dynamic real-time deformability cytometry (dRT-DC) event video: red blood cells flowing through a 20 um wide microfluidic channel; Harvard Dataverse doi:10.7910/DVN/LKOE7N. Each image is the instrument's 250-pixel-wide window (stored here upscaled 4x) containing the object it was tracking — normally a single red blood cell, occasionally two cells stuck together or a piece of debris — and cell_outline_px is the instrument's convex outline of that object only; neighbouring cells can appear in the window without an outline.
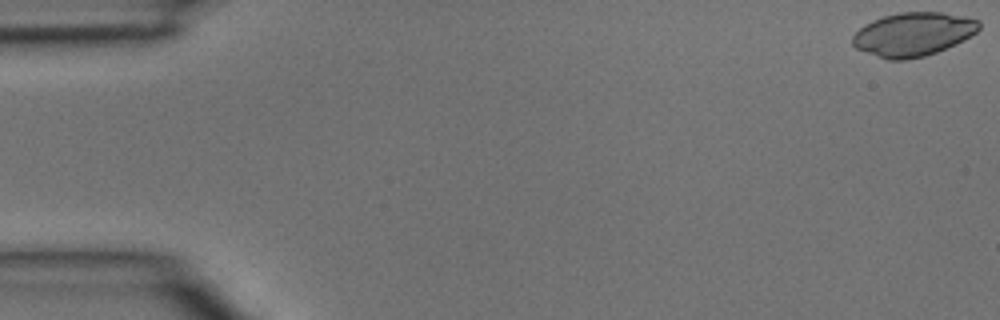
{"species": "common noctule bat (a hibernating species)", "species_latin": "Nyctalus noctula", "temperature_condition": "room temperature", "stored_images_in_passage": 4, "camera_frame_rate_fps": 3000, "um_per_image_px": 0.085, "animal": {"sex": "male", "body_mass_g": 15.6}, "frame": {"image": 1, "passage_image": 1, "time_ms": 0.0, "image_size_px": [1000, 320], "cell_outline_px": [[980, 28], [976, 32], [964, 40], [956, 44], [936, 52], [924, 56], [908, 60], [888, 60], [856, 48], [852, 44], [852, 36], [864, 24], [872, 20], [884, 16], [900, 12], [940, 12], [980, 20]], "centroid_in_image_um": [77.61, 2.91], "position_along_channel_um": 7.4, "area_um2": 32.08}}